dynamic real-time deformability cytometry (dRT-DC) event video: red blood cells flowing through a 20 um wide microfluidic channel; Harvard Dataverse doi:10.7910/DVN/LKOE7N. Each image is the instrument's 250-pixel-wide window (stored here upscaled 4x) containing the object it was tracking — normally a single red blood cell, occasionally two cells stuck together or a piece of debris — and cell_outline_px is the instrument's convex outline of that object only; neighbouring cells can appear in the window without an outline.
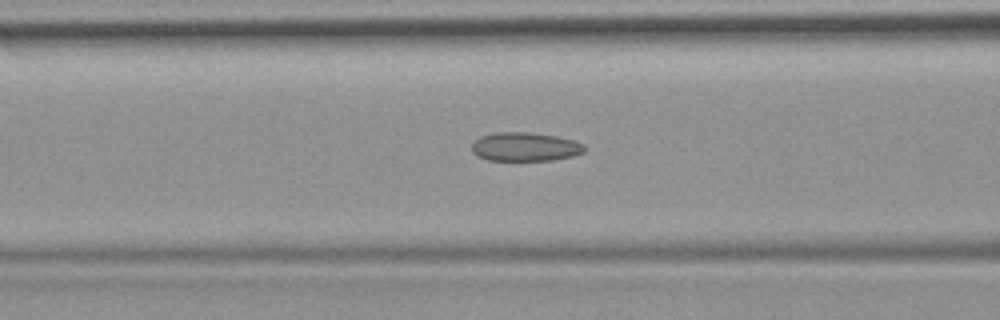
{"species": "common noctule bat (a hibernating species)", "species_latin": "Nyctalus noctula", "temperature_condition": "room temperature", "stored_images_in_passage": 14, "camera_frame_rate_fps": 3000, "um_per_image_px": 0.085, "animal": {"sex": "female", "body_mass_g": 19.9}, "frame": {"image": 1, "passage_image": 10, "time_ms": 3.0, "image_size_px": [1000, 320], "cell_outline_px": [[584, 152], [572, 156], [552, 160], [488, 160], [476, 156], [472, 152], [472, 144], [480, 136], [496, 132], [532, 132], [556, 136], [572, 140], [584, 144]], "centroid_in_image_um": [44.6, 12.47], "position_along_channel_um": 122.0, "area_um2": 18.9}}